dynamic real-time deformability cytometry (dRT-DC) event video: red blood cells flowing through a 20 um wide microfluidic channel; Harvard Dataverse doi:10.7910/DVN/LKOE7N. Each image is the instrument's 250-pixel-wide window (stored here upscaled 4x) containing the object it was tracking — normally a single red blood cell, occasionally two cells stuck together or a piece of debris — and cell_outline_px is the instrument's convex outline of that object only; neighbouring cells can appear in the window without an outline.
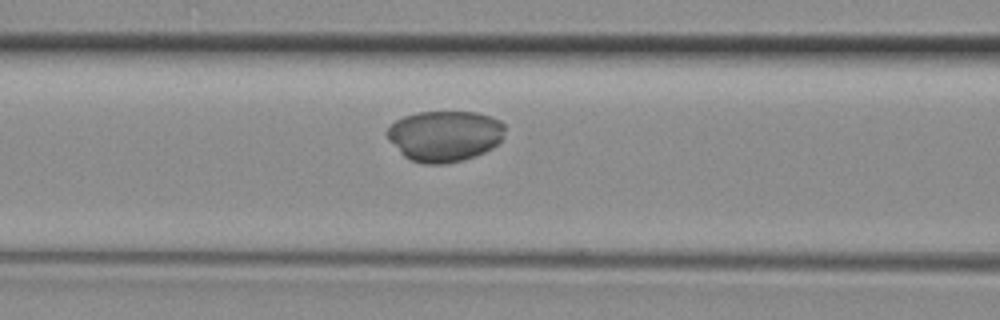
{"species": "common noctule bat (a hibernating species)", "species_latin": "Nyctalus noctula", "temperature_condition": "room temperature", "stored_images_in_passage": 29, "camera_frame_rate_fps": 3000, "um_per_image_px": 0.085, "animal": {"sex": "female", "body_mass_g": 29.2, "forearm_length_mm": 56.3}, "frame": {"image": 1, "passage_image": 7, "time_ms": 2.0, "image_size_px": [1000, 320], "cell_outline_px": [[504, 132], [500, 140], [492, 148], [476, 156], [464, 160], [444, 164], [424, 164], [408, 160], [388, 140], [384, 132], [396, 120], [404, 116], [416, 112], [476, 112], [492, 116], [500, 120], [504, 124]], "centroid_in_image_um": [37.77, 11.56], "position_along_channel_um": 128.8, "area_um2": 35.26}}
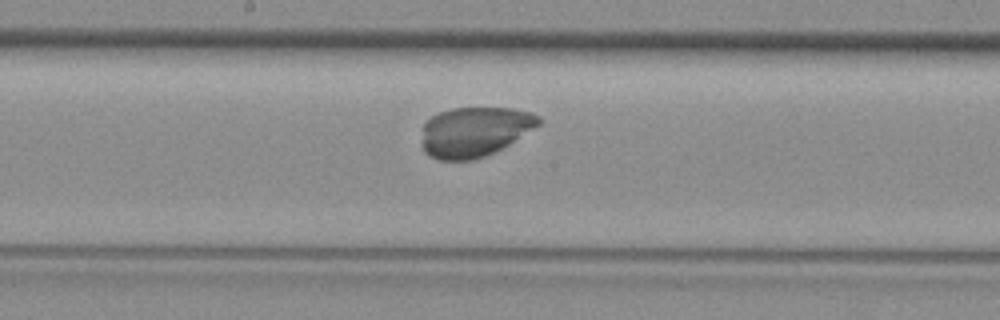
{"frame": {"image": 2, "passage_image": 12, "time_ms": 3.667, "image_size_px": [1000, 320], "cell_outline_px": [[540, 124], [508, 144], [484, 156], [472, 160], [440, 160], [424, 152], [420, 144], [424, 124], [432, 116], [440, 112], [452, 108], [512, 108], [532, 112], [540, 116]], "centroid_in_image_um": [40.31, 11.19], "position_along_channel_um": 207.9, "area_um2": 33.76}}
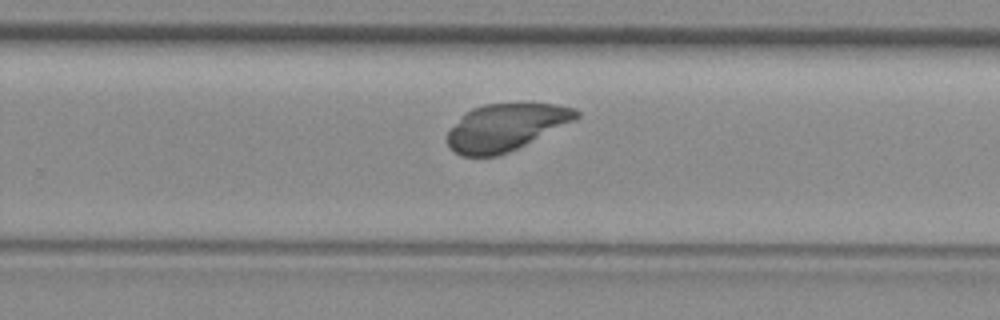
{"frame": {"image": 3, "passage_image": 17, "time_ms": 5.333, "image_size_px": [1000, 320], "cell_outline_px": [[580, 116], [576, 120], [508, 152], [496, 156], [460, 156], [448, 148], [448, 132], [464, 112], [472, 108], [484, 104], [556, 104], [576, 108], [580, 112]], "centroid_in_image_um": [42.98, 10.81], "position_along_channel_um": 286.8, "area_um2": 35.08}}